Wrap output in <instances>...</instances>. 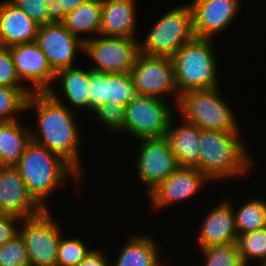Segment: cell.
I'll use <instances>...</instances> for the list:
<instances>
[{"mask_svg":"<svg viewBox=\"0 0 266 266\" xmlns=\"http://www.w3.org/2000/svg\"><path fill=\"white\" fill-rule=\"evenodd\" d=\"M0 86L29 88L17 76L9 48L0 45Z\"/></svg>","mask_w":266,"mask_h":266,"instance_id":"obj_33","label":"cell"},{"mask_svg":"<svg viewBox=\"0 0 266 266\" xmlns=\"http://www.w3.org/2000/svg\"><path fill=\"white\" fill-rule=\"evenodd\" d=\"M137 0H102L100 35L136 38Z\"/></svg>","mask_w":266,"mask_h":266,"instance_id":"obj_19","label":"cell"},{"mask_svg":"<svg viewBox=\"0 0 266 266\" xmlns=\"http://www.w3.org/2000/svg\"><path fill=\"white\" fill-rule=\"evenodd\" d=\"M101 15L102 0H88L74 11L66 14L63 25L73 35L85 42L100 35ZM82 34H88V36L84 35L83 38ZM92 35L94 36L92 37Z\"/></svg>","mask_w":266,"mask_h":266,"instance_id":"obj_24","label":"cell"},{"mask_svg":"<svg viewBox=\"0 0 266 266\" xmlns=\"http://www.w3.org/2000/svg\"><path fill=\"white\" fill-rule=\"evenodd\" d=\"M24 179L28 193L44 209L46 201L69 177L81 182V174L63 157L31 141L15 165Z\"/></svg>","mask_w":266,"mask_h":266,"instance_id":"obj_3","label":"cell"},{"mask_svg":"<svg viewBox=\"0 0 266 266\" xmlns=\"http://www.w3.org/2000/svg\"><path fill=\"white\" fill-rule=\"evenodd\" d=\"M219 88L192 90L181 94L177 106H174L176 112L184 121L202 130L241 131L236 115L228 101L222 98Z\"/></svg>","mask_w":266,"mask_h":266,"instance_id":"obj_5","label":"cell"},{"mask_svg":"<svg viewBox=\"0 0 266 266\" xmlns=\"http://www.w3.org/2000/svg\"><path fill=\"white\" fill-rule=\"evenodd\" d=\"M32 109L37 113V127L31 129V141L63 157L82 175L81 135L72 108L48 92H32L27 98L26 112Z\"/></svg>","mask_w":266,"mask_h":266,"instance_id":"obj_1","label":"cell"},{"mask_svg":"<svg viewBox=\"0 0 266 266\" xmlns=\"http://www.w3.org/2000/svg\"><path fill=\"white\" fill-rule=\"evenodd\" d=\"M136 95L130 73H105V103L126 107Z\"/></svg>","mask_w":266,"mask_h":266,"instance_id":"obj_27","label":"cell"},{"mask_svg":"<svg viewBox=\"0 0 266 266\" xmlns=\"http://www.w3.org/2000/svg\"><path fill=\"white\" fill-rule=\"evenodd\" d=\"M31 142V128L20 120L0 122V165L15 166Z\"/></svg>","mask_w":266,"mask_h":266,"instance_id":"obj_23","label":"cell"},{"mask_svg":"<svg viewBox=\"0 0 266 266\" xmlns=\"http://www.w3.org/2000/svg\"><path fill=\"white\" fill-rule=\"evenodd\" d=\"M164 99L136 95L125 107L123 132L139 139L165 137L173 115Z\"/></svg>","mask_w":266,"mask_h":266,"instance_id":"obj_8","label":"cell"},{"mask_svg":"<svg viewBox=\"0 0 266 266\" xmlns=\"http://www.w3.org/2000/svg\"><path fill=\"white\" fill-rule=\"evenodd\" d=\"M91 250L81 238H65L62 234L58 245L57 266H78Z\"/></svg>","mask_w":266,"mask_h":266,"instance_id":"obj_29","label":"cell"},{"mask_svg":"<svg viewBox=\"0 0 266 266\" xmlns=\"http://www.w3.org/2000/svg\"><path fill=\"white\" fill-rule=\"evenodd\" d=\"M213 39L194 38L171 57L179 94L192 90H206L218 85L217 54Z\"/></svg>","mask_w":266,"mask_h":266,"instance_id":"obj_4","label":"cell"},{"mask_svg":"<svg viewBox=\"0 0 266 266\" xmlns=\"http://www.w3.org/2000/svg\"><path fill=\"white\" fill-rule=\"evenodd\" d=\"M131 236L122 245L114 266H160L162 248L156 240L145 234Z\"/></svg>","mask_w":266,"mask_h":266,"instance_id":"obj_22","label":"cell"},{"mask_svg":"<svg viewBox=\"0 0 266 266\" xmlns=\"http://www.w3.org/2000/svg\"><path fill=\"white\" fill-rule=\"evenodd\" d=\"M54 218L46 209L21 220L18 233L24 240L30 266H57L58 245L63 233Z\"/></svg>","mask_w":266,"mask_h":266,"instance_id":"obj_7","label":"cell"},{"mask_svg":"<svg viewBox=\"0 0 266 266\" xmlns=\"http://www.w3.org/2000/svg\"><path fill=\"white\" fill-rule=\"evenodd\" d=\"M231 206L234 212L236 232L238 235L252 232L266 227V200L265 198L248 199L239 209Z\"/></svg>","mask_w":266,"mask_h":266,"instance_id":"obj_25","label":"cell"},{"mask_svg":"<svg viewBox=\"0 0 266 266\" xmlns=\"http://www.w3.org/2000/svg\"><path fill=\"white\" fill-rule=\"evenodd\" d=\"M0 266H30L27 249L19 233L0 247Z\"/></svg>","mask_w":266,"mask_h":266,"instance_id":"obj_31","label":"cell"},{"mask_svg":"<svg viewBox=\"0 0 266 266\" xmlns=\"http://www.w3.org/2000/svg\"><path fill=\"white\" fill-rule=\"evenodd\" d=\"M204 1H209V0H194L192 2H204Z\"/></svg>","mask_w":266,"mask_h":266,"instance_id":"obj_39","label":"cell"},{"mask_svg":"<svg viewBox=\"0 0 266 266\" xmlns=\"http://www.w3.org/2000/svg\"><path fill=\"white\" fill-rule=\"evenodd\" d=\"M199 250L205 259V266H244L236 243L209 246Z\"/></svg>","mask_w":266,"mask_h":266,"instance_id":"obj_30","label":"cell"},{"mask_svg":"<svg viewBox=\"0 0 266 266\" xmlns=\"http://www.w3.org/2000/svg\"><path fill=\"white\" fill-rule=\"evenodd\" d=\"M9 50L17 76L23 84L30 83L31 92H48L53 87L56 72L36 42L14 45Z\"/></svg>","mask_w":266,"mask_h":266,"instance_id":"obj_12","label":"cell"},{"mask_svg":"<svg viewBox=\"0 0 266 266\" xmlns=\"http://www.w3.org/2000/svg\"><path fill=\"white\" fill-rule=\"evenodd\" d=\"M236 244L244 266H249L252 259H258L260 266H266V227L238 235Z\"/></svg>","mask_w":266,"mask_h":266,"instance_id":"obj_26","label":"cell"},{"mask_svg":"<svg viewBox=\"0 0 266 266\" xmlns=\"http://www.w3.org/2000/svg\"><path fill=\"white\" fill-rule=\"evenodd\" d=\"M89 112L105 103V73L89 68Z\"/></svg>","mask_w":266,"mask_h":266,"instance_id":"obj_35","label":"cell"},{"mask_svg":"<svg viewBox=\"0 0 266 266\" xmlns=\"http://www.w3.org/2000/svg\"><path fill=\"white\" fill-rule=\"evenodd\" d=\"M209 182L211 181L196 167H179L147 197L152 209L160 211L159 209L163 210L171 204L194 197Z\"/></svg>","mask_w":266,"mask_h":266,"instance_id":"obj_14","label":"cell"},{"mask_svg":"<svg viewBox=\"0 0 266 266\" xmlns=\"http://www.w3.org/2000/svg\"><path fill=\"white\" fill-rule=\"evenodd\" d=\"M173 117L170 121L166 138L180 167H196L199 170V148L201 128L183 119L174 127Z\"/></svg>","mask_w":266,"mask_h":266,"instance_id":"obj_20","label":"cell"},{"mask_svg":"<svg viewBox=\"0 0 266 266\" xmlns=\"http://www.w3.org/2000/svg\"><path fill=\"white\" fill-rule=\"evenodd\" d=\"M39 26L10 0L0 1V45L11 47L36 41Z\"/></svg>","mask_w":266,"mask_h":266,"instance_id":"obj_18","label":"cell"},{"mask_svg":"<svg viewBox=\"0 0 266 266\" xmlns=\"http://www.w3.org/2000/svg\"><path fill=\"white\" fill-rule=\"evenodd\" d=\"M242 0H209L189 2L193 13L196 38L212 39L236 21Z\"/></svg>","mask_w":266,"mask_h":266,"instance_id":"obj_15","label":"cell"},{"mask_svg":"<svg viewBox=\"0 0 266 266\" xmlns=\"http://www.w3.org/2000/svg\"><path fill=\"white\" fill-rule=\"evenodd\" d=\"M105 256L101 251L92 248L78 266H110L111 264Z\"/></svg>","mask_w":266,"mask_h":266,"instance_id":"obj_38","label":"cell"},{"mask_svg":"<svg viewBox=\"0 0 266 266\" xmlns=\"http://www.w3.org/2000/svg\"><path fill=\"white\" fill-rule=\"evenodd\" d=\"M35 42L55 72L73 67L76 53L84 50V41L73 35L63 23H47L39 26Z\"/></svg>","mask_w":266,"mask_h":266,"instance_id":"obj_13","label":"cell"},{"mask_svg":"<svg viewBox=\"0 0 266 266\" xmlns=\"http://www.w3.org/2000/svg\"><path fill=\"white\" fill-rule=\"evenodd\" d=\"M136 172L149 195L180 166L166 137L139 139Z\"/></svg>","mask_w":266,"mask_h":266,"instance_id":"obj_11","label":"cell"},{"mask_svg":"<svg viewBox=\"0 0 266 266\" xmlns=\"http://www.w3.org/2000/svg\"><path fill=\"white\" fill-rule=\"evenodd\" d=\"M23 10L38 26L48 23V11L45 0H10Z\"/></svg>","mask_w":266,"mask_h":266,"instance_id":"obj_36","label":"cell"},{"mask_svg":"<svg viewBox=\"0 0 266 266\" xmlns=\"http://www.w3.org/2000/svg\"><path fill=\"white\" fill-rule=\"evenodd\" d=\"M139 39L98 35L84 42L85 53L103 73H130L139 54Z\"/></svg>","mask_w":266,"mask_h":266,"instance_id":"obj_10","label":"cell"},{"mask_svg":"<svg viewBox=\"0 0 266 266\" xmlns=\"http://www.w3.org/2000/svg\"><path fill=\"white\" fill-rule=\"evenodd\" d=\"M101 125H105L110 132L123 133L125 106L118 104L103 103L92 111Z\"/></svg>","mask_w":266,"mask_h":266,"instance_id":"obj_32","label":"cell"},{"mask_svg":"<svg viewBox=\"0 0 266 266\" xmlns=\"http://www.w3.org/2000/svg\"><path fill=\"white\" fill-rule=\"evenodd\" d=\"M20 222L15 216L0 213V247L18 234Z\"/></svg>","mask_w":266,"mask_h":266,"instance_id":"obj_37","label":"cell"},{"mask_svg":"<svg viewBox=\"0 0 266 266\" xmlns=\"http://www.w3.org/2000/svg\"><path fill=\"white\" fill-rule=\"evenodd\" d=\"M130 76L137 95L163 99L170 93L168 96H175L174 105L177 106L180 94L176 87L172 58L139 53Z\"/></svg>","mask_w":266,"mask_h":266,"instance_id":"obj_9","label":"cell"},{"mask_svg":"<svg viewBox=\"0 0 266 266\" xmlns=\"http://www.w3.org/2000/svg\"><path fill=\"white\" fill-rule=\"evenodd\" d=\"M168 10L139 42V53L171 58L180 47L195 38L191 6L185 3Z\"/></svg>","mask_w":266,"mask_h":266,"instance_id":"obj_6","label":"cell"},{"mask_svg":"<svg viewBox=\"0 0 266 266\" xmlns=\"http://www.w3.org/2000/svg\"><path fill=\"white\" fill-rule=\"evenodd\" d=\"M240 132L201 129L199 170L211 182L247 175L255 164Z\"/></svg>","mask_w":266,"mask_h":266,"instance_id":"obj_2","label":"cell"},{"mask_svg":"<svg viewBox=\"0 0 266 266\" xmlns=\"http://www.w3.org/2000/svg\"><path fill=\"white\" fill-rule=\"evenodd\" d=\"M88 81H89V69L85 70L81 67H69L61 69L56 72L54 82L59 83V91L57 94V89L52 87L48 93L57 101L68 106L67 104L73 105L75 109H88L89 110V92H88ZM59 95V97H58ZM61 95V96H60ZM61 97L67 98L66 104L61 99Z\"/></svg>","mask_w":266,"mask_h":266,"instance_id":"obj_21","label":"cell"},{"mask_svg":"<svg viewBox=\"0 0 266 266\" xmlns=\"http://www.w3.org/2000/svg\"><path fill=\"white\" fill-rule=\"evenodd\" d=\"M43 210L28 193L26 183L17 168L0 165V213L22 220L36 216Z\"/></svg>","mask_w":266,"mask_h":266,"instance_id":"obj_16","label":"cell"},{"mask_svg":"<svg viewBox=\"0 0 266 266\" xmlns=\"http://www.w3.org/2000/svg\"><path fill=\"white\" fill-rule=\"evenodd\" d=\"M31 93L29 88L0 86V122L18 120L17 113L26 111L27 98Z\"/></svg>","mask_w":266,"mask_h":266,"instance_id":"obj_28","label":"cell"},{"mask_svg":"<svg viewBox=\"0 0 266 266\" xmlns=\"http://www.w3.org/2000/svg\"><path fill=\"white\" fill-rule=\"evenodd\" d=\"M88 0H45L48 23H63L65 15L74 11Z\"/></svg>","mask_w":266,"mask_h":266,"instance_id":"obj_34","label":"cell"},{"mask_svg":"<svg viewBox=\"0 0 266 266\" xmlns=\"http://www.w3.org/2000/svg\"><path fill=\"white\" fill-rule=\"evenodd\" d=\"M212 208L202 221L198 232V248L234 244L237 242L234 212L228 198Z\"/></svg>","mask_w":266,"mask_h":266,"instance_id":"obj_17","label":"cell"}]
</instances>
